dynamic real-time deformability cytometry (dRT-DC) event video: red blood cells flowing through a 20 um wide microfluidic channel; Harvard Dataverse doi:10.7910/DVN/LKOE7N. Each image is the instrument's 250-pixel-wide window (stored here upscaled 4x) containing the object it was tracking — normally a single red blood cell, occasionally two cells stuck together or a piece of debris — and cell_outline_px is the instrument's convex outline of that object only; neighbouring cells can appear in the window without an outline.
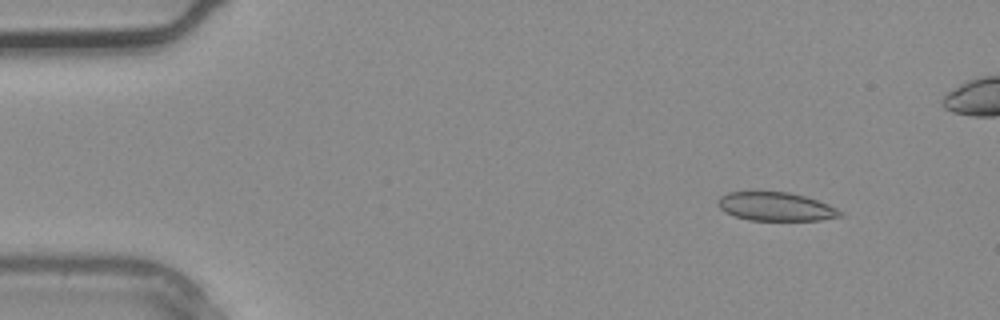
{"species": "common noctule bat (a hibernating species)", "species_latin": "Nyctalus noctula", "temperature_condition": "warm", "stored_images_in_passage": 3, "camera_frame_rate_fps": 3000, "um_per_image_px": 0.085, "animal": {"sex": "male", "body_mass_g": 20.4}, "frame": {"image": 1, "passage_image": 1, "time_ms": 0.0, "image_size_px": [1000, 320], "cell_outline_px": [[844, 216], [820, 220], [748, 220], [724, 212], [716, 204], [716, 200], [720, 196], [728, 192], [788, 192], [804, 196], [828, 204], [836, 208]], "centroid_in_image_um": [65.9, 17.56], "position_along_channel_um": 19.1, "area_um2": 20.29}}